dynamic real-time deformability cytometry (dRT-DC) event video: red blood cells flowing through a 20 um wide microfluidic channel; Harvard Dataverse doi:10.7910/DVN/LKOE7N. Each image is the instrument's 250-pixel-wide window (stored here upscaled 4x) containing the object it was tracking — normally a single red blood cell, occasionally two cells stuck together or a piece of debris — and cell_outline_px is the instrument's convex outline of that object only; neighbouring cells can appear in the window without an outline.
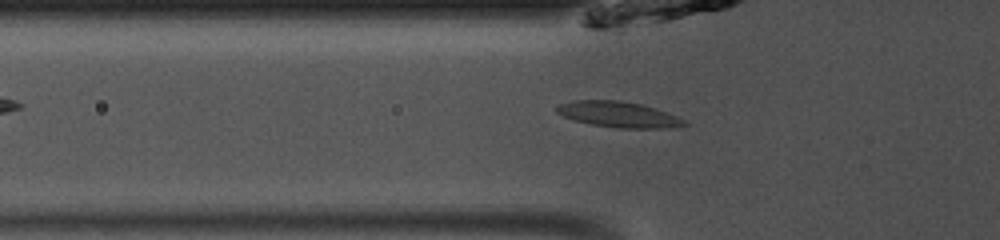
{"species": "common noctule bat (a hibernating species)", "species_latin": "Nyctalus noctula", "temperature_condition": "room temperature", "stored_images_in_passage": 31, "camera_frame_rate_fps": 3000, "um_per_image_px": 0.085, "animal": {"sex": "male", "body_mass_g": 13.0, "forearm_length_mm": 53.1}, "frame": {"image": 1, "passage_image": 2, "time_ms": 0.333, "image_size_px": [1000, 240], "cell_outline_px": [[688, 124], [672, 128], [620, 128], [592, 124], [576, 120], [564, 116], [556, 112], [556, 108], [560, 104], [576, 100], [616, 100], [640, 104], [656, 108], [676, 116], [684, 120]], "centroid_in_image_um": [52.6, 9.73], "position_along_channel_um": 73.2, "area_um2": 18.84}}
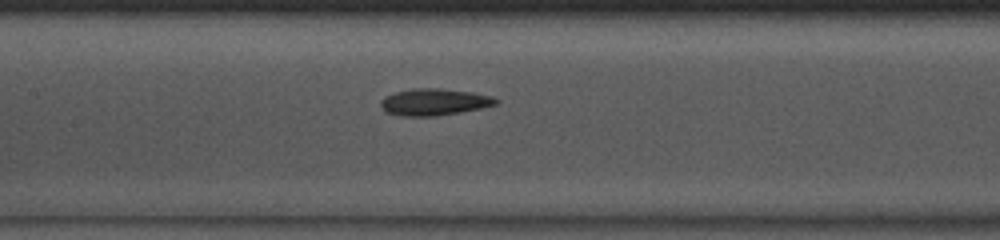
{"frame": {"image": 2, "passage_image": 9, "time_ms": 2.667, "image_size_px": [1000, 240], "cell_outline_px": [[500, 100], [496, 104], [480, 108], [460, 112], [436, 116], [400, 116], [388, 112], [380, 104], [380, 100], [384, 96], [396, 92], [412, 88], [440, 88], [472, 92], [492, 96]], "centroid_in_image_um": [36.91, 8.66], "position_along_channel_um": 170.5, "area_um2": 17.92}}
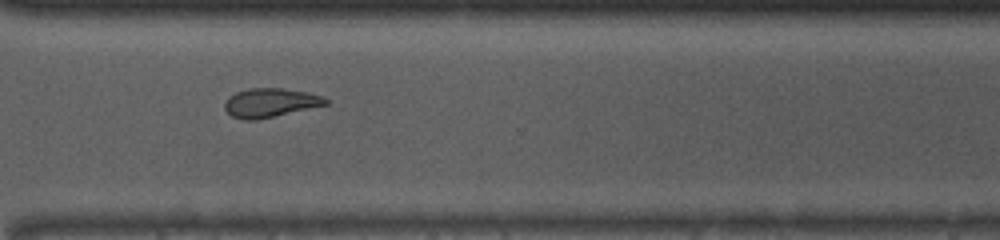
{"frame": {"image": 3, "passage_image": 22, "time_ms": 7.0, "image_size_px": [1000, 240], "cell_outline_px": [[328, 104], [256, 120], [244, 120], [232, 116], [224, 108], [224, 104], [228, 96], [236, 92], [248, 88], [280, 88], [308, 92], [320, 96], [328, 100]], "centroid_in_image_um": [22.93, 8.72], "position_along_channel_um": 347.7, "area_um2": 16.88}, "authors_computed_cell_mechanics": {"area_um2": 17.6868, "velocity_mm_per_s": 4.1048, "shape_relaxation_time_tau1_ms": 5.5012, "shape_relaxation_time_tau2_ms": 3.9249, "deformation_change_tau1": 0.1363, "deformation_change_tau2": 0.1038}}